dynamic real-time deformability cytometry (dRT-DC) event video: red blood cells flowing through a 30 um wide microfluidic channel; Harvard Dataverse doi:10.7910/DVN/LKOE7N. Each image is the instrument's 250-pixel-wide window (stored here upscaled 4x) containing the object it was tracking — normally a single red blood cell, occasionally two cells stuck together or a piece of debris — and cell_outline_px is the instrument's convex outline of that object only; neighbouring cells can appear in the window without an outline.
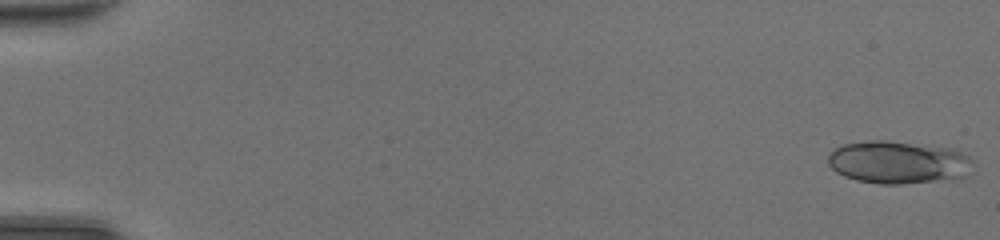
{"species": "common noctule bat (a hibernating species)", "species_latin": "Nyctalus noctula", "temperature_condition": "room temperature", "stored_images_in_passage": 47, "camera_frame_rate_fps": 3000, "um_per_image_px": 0.085, "animal": {"sex": "female", "body_mass_g": 20.0, "forearm_length_mm": 54.0}, "frame": {"image": 1, "passage_image": 1, "time_ms": 0.0, "image_size_px": [1000, 240], "cell_outline_px": [[976, 172], [968, 176], [956, 180], [900, 184], [880, 184], [856, 180], [844, 176], [836, 172], [828, 164], [828, 156], [836, 148], [844, 144], [872, 140], [884, 140], [952, 148], [968, 156], [972, 160]], "centroid_in_image_um": [76.45, 13.82], "position_along_channel_um": 8.5, "area_um2": 36.7}}
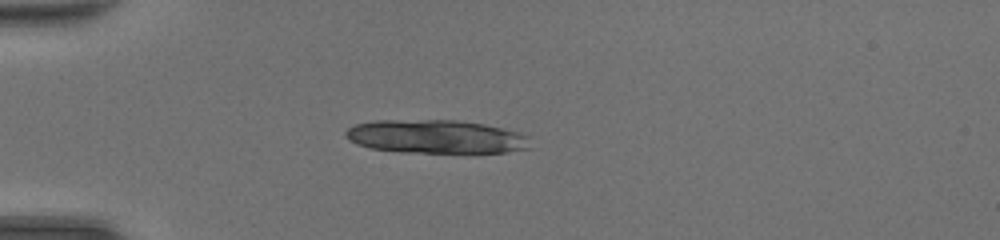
{"frame": {"image": 2, "passage_image": 14, "time_ms": 4.333, "image_size_px": [1000, 240], "cell_outline_px": [[528, 148], [508, 152], [404, 152], [368, 148], [356, 144], [348, 140], [344, 136], [344, 132], [348, 128], [356, 124], [376, 120], [456, 120], [484, 124], [516, 132], [528, 136]], "centroid_in_image_um": [36.97, 11.61], "position_along_channel_um": 48.0, "area_um2": 35.84}}
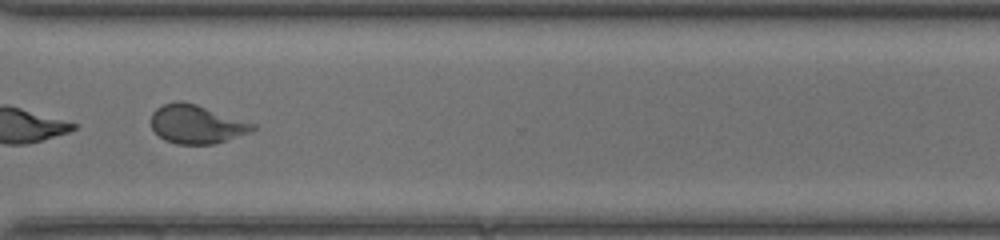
{"frame": {"image": 3, "passage_image": 37, "time_ms": 12.0, "image_size_px": [1000, 240], "cell_outline_px": [[256, 128], [248, 132], [212, 144], [176, 144], [164, 140], [152, 128], [152, 112], [156, 108], [164, 104], [176, 100], [184, 100], [256, 124]], "centroid_in_image_um": [16.66, 10.54], "position_along_channel_um": 353.9, "area_um2": 22.6}, "authors_computed_cell_mechanics": {"area_um2": 23.987, "velocity_mm_per_s": 4.4005, "shape_relaxation_time_tau1_ms": null, "shape_relaxation_time_tau2_ms": 0.8652, "deformation_change_tau1": null, "deformation_change_tau2": 0.069}}